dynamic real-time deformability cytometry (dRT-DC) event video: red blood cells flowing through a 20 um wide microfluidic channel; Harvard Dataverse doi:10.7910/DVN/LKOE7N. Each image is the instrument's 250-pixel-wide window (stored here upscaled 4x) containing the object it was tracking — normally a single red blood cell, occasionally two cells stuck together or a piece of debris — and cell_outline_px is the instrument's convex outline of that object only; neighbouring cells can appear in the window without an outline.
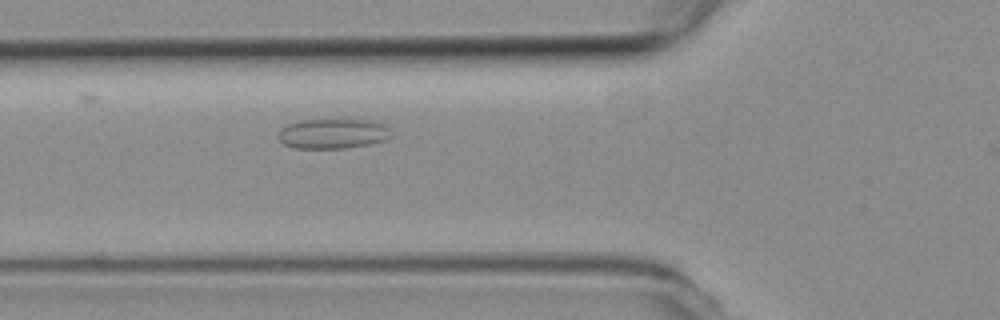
{"species": "common noctule bat (a hibernating species)", "species_latin": "Nyctalus noctula", "temperature_condition": "room temperature", "stored_images_in_passage": 5, "camera_frame_rate_fps": 3000, "um_per_image_px": 0.085, "animal": {"sex": "female", "body_mass_g": 19.3, "forearm_length_mm": 54.1}, "frame": {"image": 1, "passage_image": 4, "time_ms": 1.0, "image_size_px": [1000, 320], "cell_outline_px": [[392, 136], [384, 140], [368, 144], [344, 148], [296, 148], [284, 144], [276, 136], [280, 128], [288, 124], [300, 120], [348, 116], [376, 120], [388, 124], [392, 128]], "centroid_in_image_um": [28.38, 11.28], "position_along_channel_um": 97.4, "area_um2": 21.1}}